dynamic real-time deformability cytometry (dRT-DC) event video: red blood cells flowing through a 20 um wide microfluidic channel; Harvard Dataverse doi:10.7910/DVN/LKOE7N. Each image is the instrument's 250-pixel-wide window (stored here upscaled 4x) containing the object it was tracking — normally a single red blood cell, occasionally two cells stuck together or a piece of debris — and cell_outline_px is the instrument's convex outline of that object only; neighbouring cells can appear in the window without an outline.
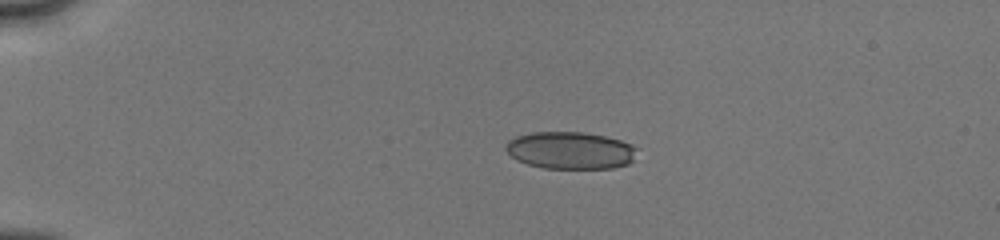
{"species": "human", "species_latin": "Homo sapiens", "temperature_condition": "cold", "stored_images_in_passage": 7, "camera_frame_rate_fps": 3000, "um_per_image_px": 0.085, "donor": {"sex": "male"}, "frame": {"image": 1, "passage_image": 4, "time_ms": 3.667, "image_size_px": [1000, 240], "cell_outline_px": [[636, 148], [632, 160], [628, 164], [612, 168], [544, 168], [528, 164], [512, 156], [504, 148], [508, 140], [516, 136], [532, 132], [584, 132], [604, 136], [620, 140]], "centroid_in_image_um": [48.45, 12.78], "position_along_channel_um": 36.6, "area_um2": 28.15}}
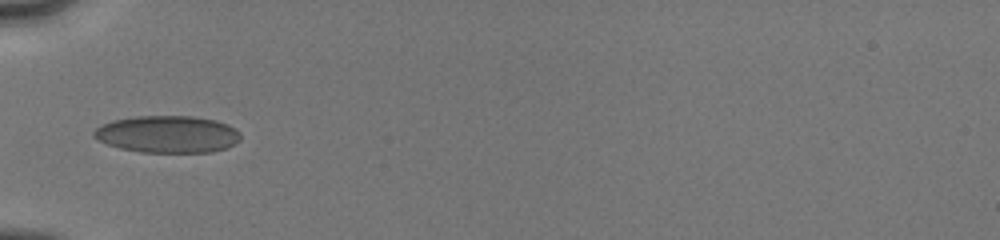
{"frame": {"image": 2, "passage_image": 7, "time_ms": 6.0, "image_size_px": [1000, 240], "cell_outline_px": [[240, 140], [228, 148], [212, 152], [140, 152], [120, 148], [108, 144], [92, 136], [92, 132], [96, 128], [112, 120], [136, 116], [192, 116], [216, 120], [228, 124], [236, 128], [240, 132]], "centroid_in_image_um": [14.28, 11.41], "position_along_channel_um": 70.7, "area_um2": 31.85}}